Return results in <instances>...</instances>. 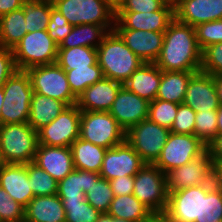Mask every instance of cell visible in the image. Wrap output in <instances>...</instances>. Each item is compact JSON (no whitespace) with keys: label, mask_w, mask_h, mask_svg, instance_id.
<instances>
[{"label":"cell","mask_w":222,"mask_h":222,"mask_svg":"<svg viewBox=\"0 0 222 222\" xmlns=\"http://www.w3.org/2000/svg\"><path fill=\"white\" fill-rule=\"evenodd\" d=\"M96 222H128V221L112 217L108 213H101Z\"/></svg>","instance_id":"53"},{"label":"cell","mask_w":222,"mask_h":222,"mask_svg":"<svg viewBox=\"0 0 222 222\" xmlns=\"http://www.w3.org/2000/svg\"><path fill=\"white\" fill-rule=\"evenodd\" d=\"M194 135L206 146L218 135L217 110L196 112Z\"/></svg>","instance_id":"40"},{"label":"cell","mask_w":222,"mask_h":222,"mask_svg":"<svg viewBox=\"0 0 222 222\" xmlns=\"http://www.w3.org/2000/svg\"><path fill=\"white\" fill-rule=\"evenodd\" d=\"M70 90L78 97L89 86L100 81L104 76L102 69L98 65L88 66V68H76L65 70Z\"/></svg>","instance_id":"35"},{"label":"cell","mask_w":222,"mask_h":222,"mask_svg":"<svg viewBox=\"0 0 222 222\" xmlns=\"http://www.w3.org/2000/svg\"><path fill=\"white\" fill-rule=\"evenodd\" d=\"M24 218V207L14 201L11 196L0 187V222L18 221Z\"/></svg>","instance_id":"46"},{"label":"cell","mask_w":222,"mask_h":222,"mask_svg":"<svg viewBox=\"0 0 222 222\" xmlns=\"http://www.w3.org/2000/svg\"><path fill=\"white\" fill-rule=\"evenodd\" d=\"M183 104L196 112L218 110L220 103L214 76L201 71L195 73L188 82Z\"/></svg>","instance_id":"19"},{"label":"cell","mask_w":222,"mask_h":222,"mask_svg":"<svg viewBox=\"0 0 222 222\" xmlns=\"http://www.w3.org/2000/svg\"><path fill=\"white\" fill-rule=\"evenodd\" d=\"M124 43L145 63H154L161 52L164 32L113 29Z\"/></svg>","instance_id":"20"},{"label":"cell","mask_w":222,"mask_h":222,"mask_svg":"<svg viewBox=\"0 0 222 222\" xmlns=\"http://www.w3.org/2000/svg\"><path fill=\"white\" fill-rule=\"evenodd\" d=\"M212 183L222 192V163H213Z\"/></svg>","instance_id":"52"},{"label":"cell","mask_w":222,"mask_h":222,"mask_svg":"<svg viewBox=\"0 0 222 222\" xmlns=\"http://www.w3.org/2000/svg\"><path fill=\"white\" fill-rule=\"evenodd\" d=\"M201 222H222V192L213 183L201 192Z\"/></svg>","instance_id":"37"},{"label":"cell","mask_w":222,"mask_h":222,"mask_svg":"<svg viewBox=\"0 0 222 222\" xmlns=\"http://www.w3.org/2000/svg\"><path fill=\"white\" fill-rule=\"evenodd\" d=\"M145 164L125 140L106 150L99 175L108 181L122 176H135Z\"/></svg>","instance_id":"16"},{"label":"cell","mask_w":222,"mask_h":222,"mask_svg":"<svg viewBox=\"0 0 222 222\" xmlns=\"http://www.w3.org/2000/svg\"><path fill=\"white\" fill-rule=\"evenodd\" d=\"M212 159L206 150L181 167L166 173L168 194L191 186L212 183Z\"/></svg>","instance_id":"14"},{"label":"cell","mask_w":222,"mask_h":222,"mask_svg":"<svg viewBox=\"0 0 222 222\" xmlns=\"http://www.w3.org/2000/svg\"><path fill=\"white\" fill-rule=\"evenodd\" d=\"M72 26L82 24L103 25L109 32L115 24V9L105 0H52Z\"/></svg>","instance_id":"5"},{"label":"cell","mask_w":222,"mask_h":222,"mask_svg":"<svg viewBox=\"0 0 222 222\" xmlns=\"http://www.w3.org/2000/svg\"><path fill=\"white\" fill-rule=\"evenodd\" d=\"M75 169L100 173L105 148L77 138L70 146Z\"/></svg>","instance_id":"29"},{"label":"cell","mask_w":222,"mask_h":222,"mask_svg":"<svg viewBox=\"0 0 222 222\" xmlns=\"http://www.w3.org/2000/svg\"><path fill=\"white\" fill-rule=\"evenodd\" d=\"M39 142L38 134L28 123L0 125L2 163L33 162Z\"/></svg>","instance_id":"3"},{"label":"cell","mask_w":222,"mask_h":222,"mask_svg":"<svg viewBox=\"0 0 222 222\" xmlns=\"http://www.w3.org/2000/svg\"><path fill=\"white\" fill-rule=\"evenodd\" d=\"M174 20L173 0L153 12H115L114 29L165 32Z\"/></svg>","instance_id":"15"},{"label":"cell","mask_w":222,"mask_h":222,"mask_svg":"<svg viewBox=\"0 0 222 222\" xmlns=\"http://www.w3.org/2000/svg\"><path fill=\"white\" fill-rule=\"evenodd\" d=\"M3 101H4V91H3V87H1L0 88V125H1V109L4 106Z\"/></svg>","instance_id":"58"},{"label":"cell","mask_w":222,"mask_h":222,"mask_svg":"<svg viewBox=\"0 0 222 222\" xmlns=\"http://www.w3.org/2000/svg\"><path fill=\"white\" fill-rule=\"evenodd\" d=\"M212 163H222V134H218L208 145Z\"/></svg>","instance_id":"50"},{"label":"cell","mask_w":222,"mask_h":222,"mask_svg":"<svg viewBox=\"0 0 222 222\" xmlns=\"http://www.w3.org/2000/svg\"><path fill=\"white\" fill-rule=\"evenodd\" d=\"M125 134L109 112L81 111L79 138L109 149L123 143Z\"/></svg>","instance_id":"8"},{"label":"cell","mask_w":222,"mask_h":222,"mask_svg":"<svg viewBox=\"0 0 222 222\" xmlns=\"http://www.w3.org/2000/svg\"><path fill=\"white\" fill-rule=\"evenodd\" d=\"M28 178L34 197L58 193V181L33 162L27 164Z\"/></svg>","instance_id":"36"},{"label":"cell","mask_w":222,"mask_h":222,"mask_svg":"<svg viewBox=\"0 0 222 222\" xmlns=\"http://www.w3.org/2000/svg\"><path fill=\"white\" fill-rule=\"evenodd\" d=\"M2 124L28 123L33 89L28 73L16 70L3 86Z\"/></svg>","instance_id":"4"},{"label":"cell","mask_w":222,"mask_h":222,"mask_svg":"<svg viewBox=\"0 0 222 222\" xmlns=\"http://www.w3.org/2000/svg\"><path fill=\"white\" fill-rule=\"evenodd\" d=\"M66 211L65 222H96L101 214L86 200L74 203L62 202Z\"/></svg>","instance_id":"41"},{"label":"cell","mask_w":222,"mask_h":222,"mask_svg":"<svg viewBox=\"0 0 222 222\" xmlns=\"http://www.w3.org/2000/svg\"><path fill=\"white\" fill-rule=\"evenodd\" d=\"M100 178L99 173L74 169L58 182L57 195L62 202L74 203L85 201V194L93 183H96Z\"/></svg>","instance_id":"25"},{"label":"cell","mask_w":222,"mask_h":222,"mask_svg":"<svg viewBox=\"0 0 222 222\" xmlns=\"http://www.w3.org/2000/svg\"><path fill=\"white\" fill-rule=\"evenodd\" d=\"M26 72L33 92L60 100L67 106L76 105L77 97L70 90L66 72L57 63L34 66Z\"/></svg>","instance_id":"9"},{"label":"cell","mask_w":222,"mask_h":222,"mask_svg":"<svg viewBox=\"0 0 222 222\" xmlns=\"http://www.w3.org/2000/svg\"><path fill=\"white\" fill-rule=\"evenodd\" d=\"M196 111L185 104H179L176 118L171 127L175 134L194 135Z\"/></svg>","instance_id":"45"},{"label":"cell","mask_w":222,"mask_h":222,"mask_svg":"<svg viewBox=\"0 0 222 222\" xmlns=\"http://www.w3.org/2000/svg\"><path fill=\"white\" fill-rule=\"evenodd\" d=\"M72 25H70L67 19L62 16L59 10H57L51 0V15L48 23L47 32L54 42L58 45L65 39V37L71 32Z\"/></svg>","instance_id":"44"},{"label":"cell","mask_w":222,"mask_h":222,"mask_svg":"<svg viewBox=\"0 0 222 222\" xmlns=\"http://www.w3.org/2000/svg\"><path fill=\"white\" fill-rule=\"evenodd\" d=\"M107 213L128 222H147L154 215L133 194L114 196Z\"/></svg>","instance_id":"30"},{"label":"cell","mask_w":222,"mask_h":222,"mask_svg":"<svg viewBox=\"0 0 222 222\" xmlns=\"http://www.w3.org/2000/svg\"><path fill=\"white\" fill-rule=\"evenodd\" d=\"M169 0H123L115 12H153L160 10Z\"/></svg>","instance_id":"47"},{"label":"cell","mask_w":222,"mask_h":222,"mask_svg":"<svg viewBox=\"0 0 222 222\" xmlns=\"http://www.w3.org/2000/svg\"><path fill=\"white\" fill-rule=\"evenodd\" d=\"M86 201L100 213H107L114 198L110 182L100 178L85 194Z\"/></svg>","instance_id":"38"},{"label":"cell","mask_w":222,"mask_h":222,"mask_svg":"<svg viewBox=\"0 0 222 222\" xmlns=\"http://www.w3.org/2000/svg\"><path fill=\"white\" fill-rule=\"evenodd\" d=\"M177 103L155 99L149 103L148 119L162 127L171 130L176 118Z\"/></svg>","instance_id":"39"},{"label":"cell","mask_w":222,"mask_h":222,"mask_svg":"<svg viewBox=\"0 0 222 222\" xmlns=\"http://www.w3.org/2000/svg\"><path fill=\"white\" fill-rule=\"evenodd\" d=\"M2 164V158H1V155H0V165Z\"/></svg>","instance_id":"60"},{"label":"cell","mask_w":222,"mask_h":222,"mask_svg":"<svg viewBox=\"0 0 222 222\" xmlns=\"http://www.w3.org/2000/svg\"><path fill=\"white\" fill-rule=\"evenodd\" d=\"M56 63L64 70L88 68L98 63L97 51L96 48L85 46L58 49Z\"/></svg>","instance_id":"33"},{"label":"cell","mask_w":222,"mask_h":222,"mask_svg":"<svg viewBox=\"0 0 222 222\" xmlns=\"http://www.w3.org/2000/svg\"><path fill=\"white\" fill-rule=\"evenodd\" d=\"M33 163L49 173L58 182L75 169L70 147L39 144Z\"/></svg>","instance_id":"22"},{"label":"cell","mask_w":222,"mask_h":222,"mask_svg":"<svg viewBox=\"0 0 222 222\" xmlns=\"http://www.w3.org/2000/svg\"><path fill=\"white\" fill-rule=\"evenodd\" d=\"M22 9L27 33L47 30L51 15V0H25Z\"/></svg>","instance_id":"34"},{"label":"cell","mask_w":222,"mask_h":222,"mask_svg":"<svg viewBox=\"0 0 222 222\" xmlns=\"http://www.w3.org/2000/svg\"><path fill=\"white\" fill-rule=\"evenodd\" d=\"M0 187L25 208L34 197L28 178L27 164L2 163Z\"/></svg>","instance_id":"21"},{"label":"cell","mask_w":222,"mask_h":222,"mask_svg":"<svg viewBox=\"0 0 222 222\" xmlns=\"http://www.w3.org/2000/svg\"><path fill=\"white\" fill-rule=\"evenodd\" d=\"M108 33L109 31L103 25L82 24L73 26L58 49H69L77 46L97 49Z\"/></svg>","instance_id":"31"},{"label":"cell","mask_w":222,"mask_h":222,"mask_svg":"<svg viewBox=\"0 0 222 222\" xmlns=\"http://www.w3.org/2000/svg\"><path fill=\"white\" fill-rule=\"evenodd\" d=\"M9 222H28L25 220V218L21 219V220H18V221H9Z\"/></svg>","instance_id":"59"},{"label":"cell","mask_w":222,"mask_h":222,"mask_svg":"<svg viewBox=\"0 0 222 222\" xmlns=\"http://www.w3.org/2000/svg\"><path fill=\"white\" fill-rule=\"evenodd\" d=\"M58 48L47 30L27 33L12 49L17 70L56 63Z\"/></svg>","instance_id":"6"},{"label":"cell","mask_w":222,"mask_h":222,"mask_svg":"<svg viewBox=\"0 0 222 222\" xmlns=\"http://www.w3.org/2000/svg\"><path fill=\"white\" fill-rule=\"evenodd\" d=\"M211 184L204 183L169 193L164 215L171 222H201V192H207Z\"/></svg>","instance_id":"13"},{"label":"cell","mask_w":222,"mask_h":222,"mask_svg":"<svg viewBox=\"0 0 222 222\" xmlns=\"http://www.w3.org/2000/svg\"><path fill=\"white\" fill-rule=\"evenodd\" d=\"M199 71H162L156 99L183 104L187 85Z\"/></svg>","instance_id":"28"},{"label":"cell","mask_w":222,"mask_h":222,"mask_svg":"<svg viewBox=\"0 0 222 222\" xmlns=\"http://www.w3.org/2000/svg\"><path fill=\"white\" fill-rule=\"evenodd\" d=\"M170 132L168 128L146 119L130 127L126 131L125 140L146 164H154L160 157Z\"/></svg>","instance_id":"10"},{"label":"cell","mask_w":222,"mask_h":222,"mask_svg":"<svg viewBox=\"0 0 222 222\" xmlns=\"http://www.w3.org/2000/svg\"><path fill=\"white\" fill-rule=\"evenodd\" d=\"M207 150V146L195 135L170 132L160 157L154 163L163 173L189 163Z\"/></svg>","instance_id":"11"},{"label":"cell","mask_w":222,"mask_h":222,"mask_svg":"<svg viewBox=\"0 0 222 222\" xmlns=\"http://www.w3.org/2000/svg\"><path fill=\"white\" fill-rule=\"evenodd\" d=\"M96 51L103 76L122 84L144 63L114 30L104 37Z\"/></svg>","instance_id":"2"},{"label":"cell","mask_w":222,"mask_h":222,"mask_svg":"<svg viewBox=\"0 0 222 222\" xmlns=\"http://www.w3.org/2000/svg\"><path fill=\"white\" fill-rule=\"evenodd\" d=\"M217 130L218 134H222V104H220L217 110Z\"/></svg>","instance_id":"55"},{"label":"cell","mask_w":222,"mask_h":222,"mask_svg":"<svg viewBox=\"0 0 222 222\" xmlns=\"http://www.w3.org/2000/svg\"><path fill=\"white\" fill-rule=\"evenodd\" d=\"M201 61L195 28L174 19L164 32L161 52L154 63L162 71H200Z\"/></svg>","instance_id":"1"},{"label":"cell","mask_w":222,"mask_h":222,"mask_svg":"<svg viewBox=\"0 0 222 222\" xmlns=\"http://www.w3.org/2000/svg\"><path fill=\"white\" fill-rule=\"evenodd\" d=\"M147 222H171L164 214L153 215Z\"/></svg>","instance_id":"56"},{"label":"cell","mask_w":222,"mask_h":222,"mask_svg":"<svg viewBox=\"0 0 222 222\" xmlns=\"http://www.w3.org/2000/svg\"><path fill=\"white\" fill-rule=\"evenodd\" d=\"M219 103L222 104V75L214 76Z\"/></svg>","instance_id":"54"},{"label":"cell","mask_w":222,"mask_h":222,"mask_svg":"<svg viewBox=\"0 0 222 222\" xmlns=\"http://www.w3.org/2000/svg\"><path fill=\"white\" fill-rule=\"evenodd\" d=\"M80 117L77 105L66 107L57 118L37 131L39 144L70 147L79 138Z\"/></svg>","instance_id":"12"},{"label":"cell","mask_w":222,"mask_h":222,"mask_svg":"<svg viewBox=\"0 0 222 222\" xmlns=\"http://www.w3.org/2000/svg\"><path fill=\"white\" fill-rule=\"evenodd\" d=\"M25 0H0V17L22 8Z\"/></svg>","instance_id":"51"},{"label":"cell","mask_w":222,"mask_h":222,"mask_svg":"<svg viewBox=\"0 0 222 222\" xmlns=\"http://www.w3.org/2000/svg\"><path fill=\"white\" fill-rule=\"evenodd\" d=\"M16 70L12 49L0 47V88Z\"/></svg>","instance_id":"48"},{"label":"cell","mask_w":222,"mask_h":222,"mask_svg":"<svg viewBox=\"0 0 222 222\" xmlns=\"http://www.w3.org/2000/svg\"><path fill=\"white\" fill-rule=\"evenodd\" d=\"M149 103L122 86L112 103L109 113L127 131L130 127L148 119Z\"/></svg>","instance_id":"17"},{"label":"cell","mask_w":222,"mask_h":222,"mask_svg":"<svg viewBox=\"0 0 222 222\" xmlns=\"http://www.w3.org/2000/svg\"><path fill=\"white\" fill-rule=\"evenodd\" d=\"M122 86L120 82L103 77L77 97L76 105L81 111L109 112Z\"/></svg>","instance_id":"23"},{"label":"cell","mask_w":222,"mask_h":222,"mask_svg":"<svg viewBox=\"0 0 222 222\" xmlns=\"http://www.w3.org/2000/svg\"><path fill=\"white\" fill-rule=\"evenodd\" d=\"M194 28L201 50L207 46L222 42V19L202 23Z\"/></svg>","instance_id":"42"},{"label":"cell","mask_w":222,"mask_h":222,"mask_svg":"<svg viewBox=\"0 0 222 222\" xmlns=\"http://www.w3.org/2000/svg\"><path fill=\"white\" fill-rule=\"evenodd\" d=\"M174 19L197 26L222 19V0H173Z\"/></svg>","instance_id":"18"},{"label":"cell","mask_w":222,"mask_h":222,"mask_svg":"<svg viewBox=\"0 0 222 222\" xmlns=\"http://www.w3.org/2000/svg\"><path fill=\"white\" fill-rule=\"evenodd\" d=\"M66 107L60 100L33 92L28 124L38 131L57 118Z\"/></svg>","instance_id":"27"},{"label":"cell","mask_w":222,"mask_h":222,"mask_svg":"<svg viewBox=\"0 0 222 222\" xmlns=\"http://www.w3.org/2000/svg\"><path fill=\"white\" fill-rule=\"evenodd\" d=\"M200 71L212 76L222 75V42L202 50Z\"/></svg>","instance_id":"43"},{"label":"cell","mask_w":222,"mask_h":222,"mask_svg":"<svg viewBox=\"0 0 222 222\" xmlns=\"http://www.w3.org/2000/svg\"><path fill=\"white\" fill-rule=\"evenodd\" d=\"M133 195L154 215H163L169 196L166 174L154 164H145L134 176Z\"/></svg>","instance_id":"7"},{"label":"cell","mask_w":222,"mask_h":222,"mask_svg":"<svg viewBox=\"0 0 222 222\" xmlns=\"http://www.w3.org/2000/svg\"><path fill=\"white\" fill-rule=\"evenodd\" d=\"M28 222H65L66 211L57 194L33 197L24 208Z\"/></svg>","instance_id":"26"},{"label":"cell","mask_w":222,"mask_h":222,"mask_svg":"<svg viewBox=\"0 0 222 222\" xmlns=\"http://www.w3.org/2000/svg\"><path fill=\"white\" fill-rule=\"evenodd\" d=\"M113 195H130L134 190V176H122L109 181Z\"/></svg>","instance_id":"49"},{"label":"cell","mask_w":222,"mask_h":222,"mask_svg":"<svg viewBox=\"0 0 222 222\" xmlns=\"http://www.w3.org/2000/svg\"><path fill=\"white\" fill-rule=\"evenodd\" d=\"M22 8L0 17V47L13 49L27 34Z\"/></svg>","instance_id":"32"},{"label":"cell","mask_w":222,"mask_h":222,"mask_svg":"<svg viewBox=\"0 0 222 222\" xmlns=\"http://www.w3.org/2000/svg\"><path fill=\"white\" fill-rule=\"evenodd\" d=\"M112 8L115 10L119 7V5L123 2V0H105Z\"/></svg>","instance_id":"57"},{"label":"cell","mask_w":222,"mask_h":222,"mask_svg":"<svg viewBox=\"0 0 222 222\" xmlns=\"http://www.w3.org/2000/svg\"><path fill=\"white\" fill-rule=\"evenodd\" d=\"M162 70L155 63H143L123 83V86L139 97L152 102L157 97Z\"/></svg>","instance_id":"24"}]
</instances>
